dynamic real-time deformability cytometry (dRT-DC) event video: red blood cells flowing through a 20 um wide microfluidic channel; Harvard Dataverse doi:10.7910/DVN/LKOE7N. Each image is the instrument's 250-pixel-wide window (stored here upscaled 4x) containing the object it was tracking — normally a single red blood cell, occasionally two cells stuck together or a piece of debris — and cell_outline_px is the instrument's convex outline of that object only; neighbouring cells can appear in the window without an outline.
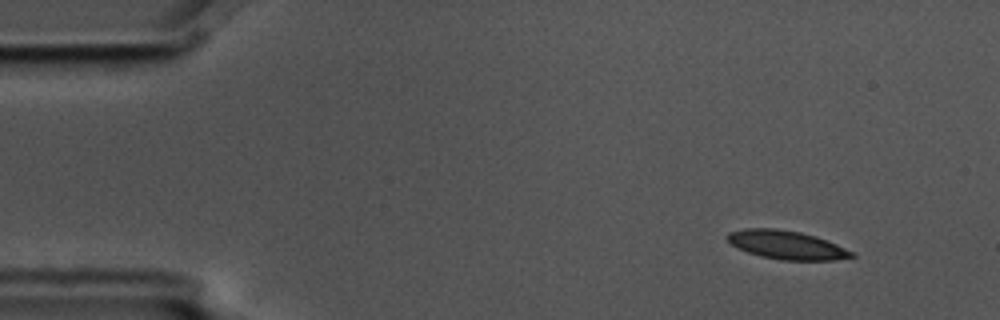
{"species": "common noctule bat (a hibernating species)", "species_latin": "Nyctalus noctula", "temperature_condition": "cold", "stored_images_in_passage": 4, "camera_frame_rate_fps": 3000, "um_per_image_px": 0.085, "animal": {"sex": "male", "body_mass_g": 17.5, "forearm_length_mm": 52.3}, "frame": {"image": 1, "passage_image": 1, "time_ms": 0.0, "image_size_px": [1000, 320], "cell_outline_px": [[856, 256], [832, 260], [780, 260], [760, 256], [736, 248], [724, 236], [728, 232], [744, 228], [776, 228], [800, 232], [816, 236], [856, 252]], "centroid_in_image_um": [66.84, 20.81], "position_along_channel_um": 18.2, "area_um2": 20.87}}
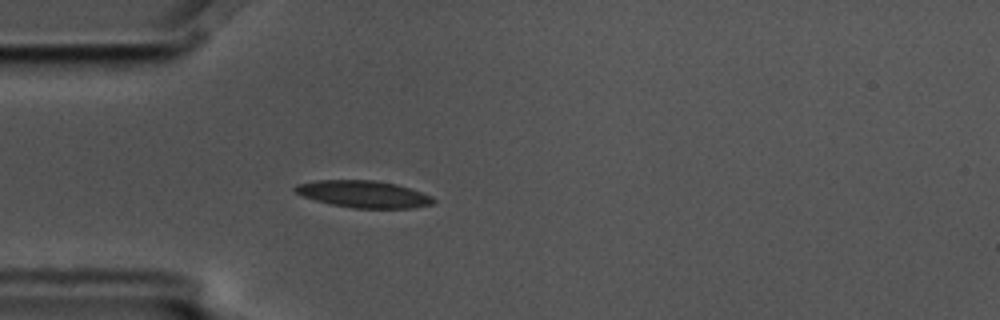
{"frame": {"image": 2, "passage_image": 4, "time_ms": 1.0, "image_size_px": [1000, 320], "cell_outline_px": [[436, 200], [432, 204], [412, 208], [352, 208], [332, 204], [316, 200], [304, 196], [296, 192], [292, 188], [296, 184], [316, 180], [372, 180], [396, 184], [432, 196]], "centroid_in_image_um": [30.89, 16.5], "position_along_channel_um": 54.1, "area_um2": 21.56}}